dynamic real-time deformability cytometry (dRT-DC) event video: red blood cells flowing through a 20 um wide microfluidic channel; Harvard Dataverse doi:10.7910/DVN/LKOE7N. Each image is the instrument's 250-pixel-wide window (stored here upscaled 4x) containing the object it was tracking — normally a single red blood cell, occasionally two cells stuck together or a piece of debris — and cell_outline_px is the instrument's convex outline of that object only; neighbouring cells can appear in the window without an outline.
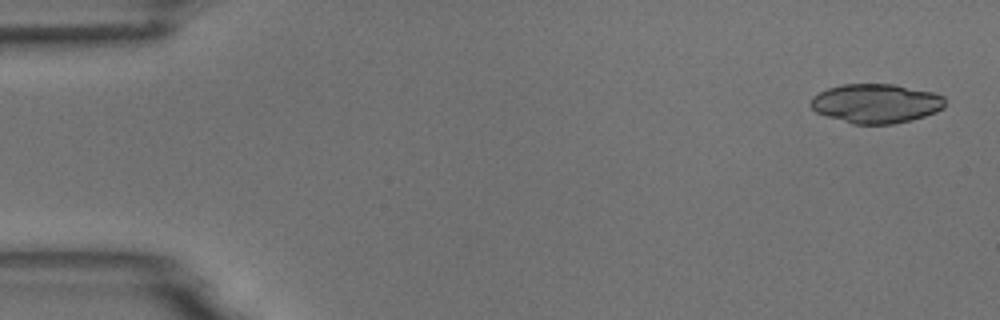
{"species": "common noctule bat (a hibernating species)", "species_latin": "Nyctalus noctula", "temperature_condition": "room temperature", "stored_images_in_passage": 5, "camera_frame_rate_fps": 3000, "um_per_image_px": 0.085, "animal": {"sex": "male", "body_mass_g": 18.8}, "frame": {"image": 1, "passage_image": 1, "time_ms": 0.0, "image_size_px": [1000, 320], "cell_outline_px": [[944, 108], [936, 112], [912, 120], [892, 124], [852, 124], [816, 112], [808, 104], [812, 96], [828, 88], [840, 84], [892, 84], [932, 92], [944, 96]], "centroid_in_image_um": [74.44, 8.79], "position_along_channel_um": 10.6, "area_um2": 30.75}}
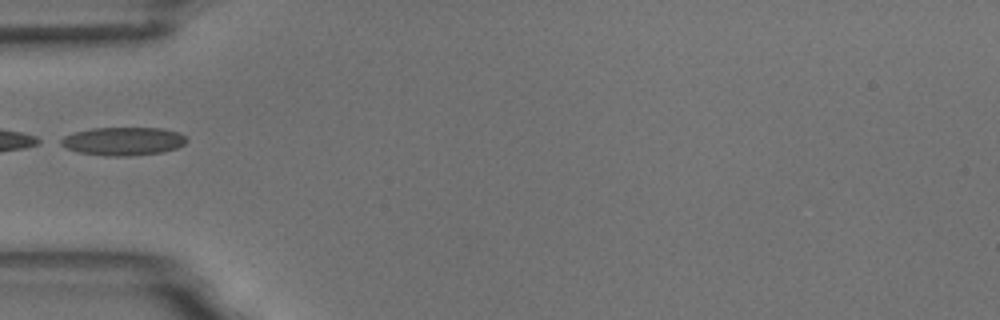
{"frame": {"image": 2, "passage_image": 5, "time_ms": 1.333, "image_size_px": [1000, 320], "cell_outline_px": [[188, 140], [184, 144], [176, 148], [160, 152], [132, 156], [104, 156], [80, 152], [68, 148], [60, 144], [56, 140], [72, 132], [92, 128], [164, 128], [180, 132]], "centroid_in_image_um": [10.45, 11.99], "position_along_channel_um": 74.6, "area_um2": 20.87}}